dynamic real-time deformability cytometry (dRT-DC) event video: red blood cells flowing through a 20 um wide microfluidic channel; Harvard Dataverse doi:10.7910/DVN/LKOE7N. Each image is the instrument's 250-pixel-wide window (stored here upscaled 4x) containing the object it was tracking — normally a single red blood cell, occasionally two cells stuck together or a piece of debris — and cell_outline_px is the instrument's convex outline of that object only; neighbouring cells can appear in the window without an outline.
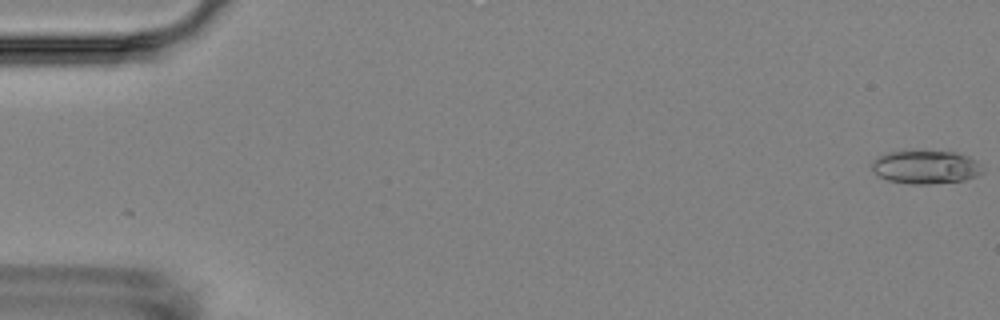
{"species": "Egyptian fruit bat (a non-hibernating species)", "species_latin": "Rousettus aegyptiacus", "temperature_condition": "room temperature", "stored_images_in_passage": 5, "camera_frame_rate_fps": 3000, "um_per_image_px": 0.085, "animal": {"sex": "female"}, "frame": {"image": 1, "passage_image": 1, "time_ms": 0.0, "image_size_px": [1000, 320], "cell_outline_px": [[984, 172], [976, 176], [964, 180], [928, 184], [908, 184], [888, 180], [880, 176], [872, 168], [872, 160], [888, 152], [956, 152], [968, 156], [976, 160], [980, 164]], "centroid_in_image_um": [78.71, 14.22], "position_along_channel_um": 6.3, "area_um2": 21.21}}